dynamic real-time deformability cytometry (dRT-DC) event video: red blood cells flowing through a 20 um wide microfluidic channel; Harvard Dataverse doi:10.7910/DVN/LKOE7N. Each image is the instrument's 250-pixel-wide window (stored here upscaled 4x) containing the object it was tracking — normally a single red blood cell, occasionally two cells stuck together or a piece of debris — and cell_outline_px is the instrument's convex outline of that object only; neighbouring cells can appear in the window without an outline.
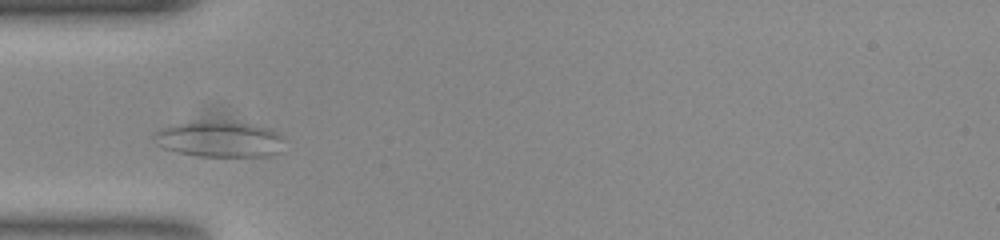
{"species": "common noctule bat (a hibernating species)", "species_latin": "Nyctalus noctula", "temperature_condition": "room temperature", "stored_images_in_passage": 47, "camera_frame_rate_fps": 3000, "um_per_image_px": 0.085, "animal": {"sex": "female", "body_mass_g": 23.0, "forearm_length_mm": 53.4}, "frame": {"image": 1, "passage_image": 8, "time_ms": 2.333, "image_size_px": [1000, 240], "cell_outline_px": [[280, 152], [268, 156], [200, 156], [176, 152], [164, 148], [152, 136], [156, 132], [164, 128], [176, 124], [248, 124], [268, 128], [276, 132], [280, 136]], "centroid_in_image_um": [18.66, 11.89], "position_along_channel_um": 66.3, "area_um2": 25.61}}
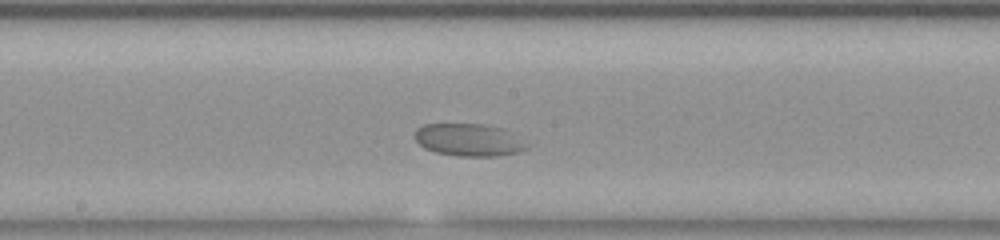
{"frame": {"image": 2, "passage_image": 20, "time_ms": 6.333, "image_size_px": [1000, 240], "cell_outline_px": [[528, 148], [520, 152], [496, 156], [460, 156], [436, 152], [424, 148], [416, 140], [416, 128], [424, 124], [484, 124], [500, 128], [528, 144]], "centroid_in_image_um": [39.83, 11.9], "position_along_channel_um": 208.4, "area_um2": 20.87}}
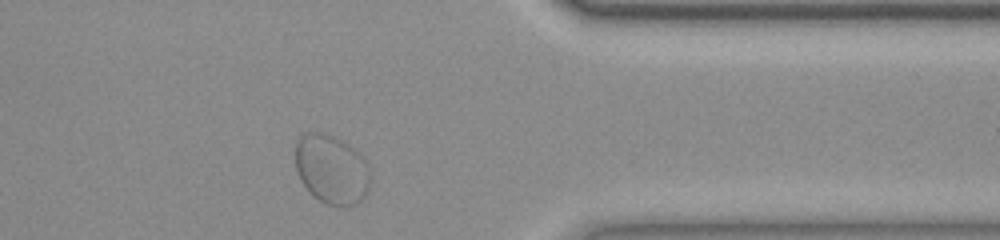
{"frame": {"image": 3, "passage_image": 36, "time_ms": 11.667, "image_size_px": [1000, 240], "cell_outline_px": [[368, 192], [356, 204], [344, 208], [340, 208], [324, 204], [300, 180], [296, 168], [296, 140], [304, 132], [320, 132], [332, 136], [348, 144], [368, 164]], "centroid_in_image_um": [28.16, 14.41], "position_along_channel_um": 383.2, "area_um2": 30.0}, "authors_computed_cell_mechanics": {"area_um2": 24.6806, "velocity_mm_per_s": 3.5673, "shape_relaxation_time_tau1_ms": 2.7844, "shape_relaxation_time_tau2_ms": null, "deformation_change_tau1": 0.0451, "deformation_change_tau2": null}}